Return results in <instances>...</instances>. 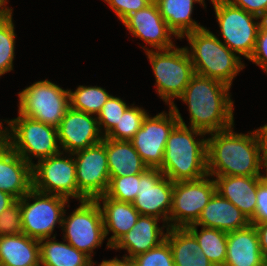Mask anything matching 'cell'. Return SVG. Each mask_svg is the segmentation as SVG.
I'll return each instance as SVG.
<instances>
[{
    "instance_id": "cell-6",
    "label": "cell",
    "mask_w": 267,
    "mask_h": 266,
    "mask_svg": "<svg viewBox=\"0 0 267 266\" xmlns=\"http://www.w3.org/2000/svg\"><path fill=\"white\" fill-rule=\"evenodd\" d=\"M155 75V91L171 107L179 98L195 74L190 56L185 47L176 45L165 50L145 52Z\"/></svg>"
},
{
    "instance_id": "cell-14",
    "label": "cell",
    "mask_w": 267,
    "mask_h": 266,
    "mask_svg": "<svg viewBox=\"0 0 267 266\" xmlns=\"http://www.w3.org/2000/svg\"><path fill=\"white\" fill-rule=\"evenodd\" d=\"M178 123L171 107L168 113L163 111L154 117L147 114L143 119L141 128L130 141L148 168L162 165L168 136Z\"/></svg>"
},
{
    "instance_id": "cell-25",
    "label": "cell",
    "mask_w": 267,
    "mask_h": 266,
    "mask_svg": "<svg viewBox=\"0 0 267 266\" xmlns=\"http://www.w3.org/2000/svg\"><path fill=\"white\" fill-rule=\"evenodd\" d=\"M104 146L110 177L140 174L148 169L131 141L104 137Z\"/></svg>"
},
{
    "instance_id": "cell-10",
    "label": "cell",
    "mask_w": 267,
    "mask_h": 266,
    "mask_svg": "<svg viewBox=\"0 0 267 266\" xmlns=\"http://www.w3.org/2000/svg\"><path fill=\"white\" fill-rule=\"evenodd\" d=\"M79 203L70 215L66 216L65 209L61 224L63 240L92 259L94 249L101 247L106 239L102 212L96 200Z\"/></svg>"
},
{
    "instance_id": "cell-49",
    "label": "cell",
    "mask_w": 267,
    "mask_h": 266,
    "mask_svg": "<svg viewBox=\"0 0 267 266\" xmlns=\"http://www.w3.org/2000/svg\"><path fill=\"white\" fill-rule=\"evenodd\" d=\"M6 140H0V148L6 143Z\"/></svg>"
},
{
    "instance_id": "cell-43",
    "label": "cell",
    "mask_w": 267,
    "mask_h": 266,
    "mask_svg": "<svg viewBox=\"0 0 267 266\" xmlns=\"http://www.w3.org/2000/svg\"><path fill=\"white\" fill-rule=\"evenodd\" d=\"M97 262L92 260L90 266H132V260L128 258L122 257V259H118L117 257L113 258L112 260H103L100 264L96 265Z\"/></svg>"
},
{
    "instance_id": "cell-47",
    "label": "cell",
    "mask_w": 267,
    "mask_h": 266,
    "mask_svg": "<svg viewBox=\"0 0 267 266\" xmlns=\"http://www.w3.org/2000/svg\"><path fill=\"white\" fill-rule=\"evenodd\" d=\"M262 180L267 184V171L262 175Z\"/></svg>"
},
{
    "instance_id": "cell-17",
    "label": "cell",
    "mask_w": 267,
    "mask_h": 266,
    "mask_svg": "<svg viewBox=\"0 0 267 266\" xmlns=\"http://www.w3.org/2000/svg\"><path fill=\"white\" fill-rule=\"evenodd\" d=\"M58 142L64 153L86 149L104 139L97 117L71 107L57 127Z\"/></svg>"
},
{
    "instance_id": "cell-37",
    "label": "cell",
    "mask_w": 267,
    "mask_h": 266,
    "mask_svg": "<svg viewBox=\"0 0 267 266\" xmlns=\"http://www.w3.org/2000/svg\"><path fill=\"white\" fill-rule=\"evenodd\" d=\"M122 22L131 13L146 8L154 0H103Z\"/></svg>"
},
{
    "instance_id": "cell-44",
    "label": "cell",
    "mask_w": 267,
    "mask_h": 266,
    "mask_svg": "<svg viewBox=\"0 0 267 266\" xmlns=\"http://www.w3.org/2000/svg\"><path fill=\"white\" fill-rule=\"evenodd\" d=\"M17 199L0 190V214L9 206H11Z\"/></svg>"
},
{
    "instance_id": "cell-42",
    "label": "cell",
    "mask_w": 267,
    "mask_h": 266,
    "mask_svg": "<svg viewBox=\"0 0 267 266\" xmlns=\"http://www.w3.org/2000/svg\"><path fill=\"white\" fill-rule=\"evenodd\" d=\"M254 225L257 230L260 250L263 254V257H267V222L265 223H250Z\"/></svg>"
},
{
    "instance_id": "cell-3",
    "label": "cell",
    "mask_w": 267,
    "mask_h": 266,
    "mask_svg": "<svg viewBox=\"0 0 267 266\" xmlns=\"http://www.w3.org/2000/svg\"><path fill=\"white\" fill-rule=\"evenodd\" d=\"M171 108L179 123L168 136L163 163L158 169L172 182L201 179L208 175L207 138H204L207 133L188 127L175 103Z\"/></svg>"
},
{
    "instance_id": "cell-35",
    "label": "cell",
    "mask_w": 267,
    "mask_h": 266,
    "mask_svg": "<svg viewBox=\"0 0 267 266\" xmlns=\"http://www.w3.org/2000/svg\"><path fill=\"white\" fill-rule=\"evenodd\" d=\"M132 266H175L168 241L134 257Z\"/></svg>"
},
{
    "instance_id": "cell-20",
    "label": "cell",
    "mask_w": 267,
    "mask_h": 266,
    "mask_svg": "<svg viewBox=\"0 0 267 266\" xmlns=\"http://www.w3.org/2000/svg\"><path fill=\"white\" fill-rule=\"evenodd\" d=\"M194 225L230 232L248 227L250 221L229 200L215 192Z\"/></svg>"
},
{
    "instance_id": "cell-27",
    "label": "cell",
    "mask_w": 267,
    "mask_h": 266,
    "mask_svg": "<svg viewBox=\"0 0 267 266\" xmlns=\"http://www.w3.org/2000/svg\"><path fill=\"white\" fill-rule=\"evenodd\" d=\"M161 16L168 27L181 39L187 33L200 30L204 26L191 18L194 3L201 4L206 8L205 0H154Z\"/></svg>"
},
{
    "instance_id": "cell-7",
    "label": "cell",
    "mask_w": 267,
    "mask_h": 266,
    "mask_svg": "<svg viewBox=\"0 0 267 266\" xmlns=\"http://www.w3.org/2000/svg\"><path fill=\"white\" fill-rule=\"evenodd\" d=\"M218 22L223 43L234 53L249 60L263 19L233 6L227 0H210ZM260 21H254L259 20Z\"/></svg>"
},
{
    "instance_id": "cell-5",
    "label": "cell",
    "mask_w": 267,
    "mask_h": 266,
    "mask_svg": "<svg viewBox=\"0 0 267 266\" xmlns=\"http://www.w3.org/2000/svg\"><path fill=\"white\" fill-rule=\"evenodd\" d=\"M3 121L10 127H7L5 142L31 166L33 157L40 161L61 152L57 128L20 113L16 118Z\"/></svg>"
},
{
    "instance_id": "cell-9",
    "label": "cell",
    "mask_w": 267,
    "mask_h": 266,
    "mask_svg": "<svg viewBox=\"0 0 267 266\" xmlns=\"http://www.w3.org/2000/svg\"><path fill=\"white\" fill-rule=\"evenodd\" d=\"M19 203L23 233L37 240L51 238L56 224L61 227L66 205L69 207V199L34 188L19 199Z\"/></svg>"
},
{
    "instance_id": "cell-30",
    "label": "cell",
    "mask_w": 267,
    "mask_h": 266,
    "mask_svg": "<svg viewBox=\"0 0 267 266\" xmlns=\"http://www.w3.org/2000/svg\"><path fill=\"white\" fill-rule=\"evenodd\" d=\"M111 97L106 89L98 86L79 85L69 90L70 107L92 115H98L105 102Z\"/></svg>"
},
{
    "instance_id": "cell-31",
    "label": "cell",
    "mask_w": 267,
    "mask_h": 266,
    "mask_svg": "<svg viewBox=\"0 0 267 266\" xmlns=\"http://www.w3.org/2000/svg\"><path fill=\"white\" fill-rule=\"evenodd\" d=\"M13 9L10 8L0 17V77L13 70L15 57V27Z\"/></svg>"
},
{
    "instance_id": "cell-1",
    "label": "cell",
    "mask_w": 267,
    "mask_h": 266,
    "mask_svg": "<svg viewBox=\"0 0 267 266\" xmlns=\"http://www.w3.org/2000/svg\"><path fill=\"white\" fill-rule=\"evenodd\" d=\"M234 125L209 133L207 172L216 176H262L260 142L257 131L235 133Z\"/></svg>"
},
{
    "instance_id": "cell-13",
    "label": "cell",
    "mask_w": 267,
    "mask_h": 266,
    "mask_svg": "<svg viewBox=\"0 0 267 266\" xmlns=\"http://www.w3.org/2000/svg\"><path fill=\"white\" fill-rule=\"evenodd\" d=\"M76 164L78 200H95L107 192L110 174L104 139L73 153Z\"/></svg>"
},
{
    "instance_id": "cell-15",
    "label": "cell",
    "mask_w": 267,
    "mask_h": 266,
    "mask_svg": "<svg viewBox=\"0 0 267 266\" xmlns=\"http://www.w3.org/2000/svg\"><path fill=\"white\" fill-rule=\"evenodd\" d=\"M173 182L158 168L140 173L137 197L133 202L140 215L154 216L169 227Z\"/></svg>"
},
{
    "instance_id": "cell-46",
    "label": "cell",
    "mask_w": 267,
    "mask_h": 266,
    "mask_svg": "<svg viewBox=\"0 0 267 266\" xmlns=\"http://www.w3.org/2000/svg\"><path fill=\"white\" fill-rule=\"evenodd\" d=\"M3 125V122L0 121V140H6L7 127H4Z\"/></svg>"
},
{
    "instance_id": "cell-45",
    "label": "cell",
    "mask_w": 267,
    "mask_h": 266,
    "mask_svg": "<svg viewBox=\"0 0 267 266\" xmlns=\"http://www.w3.org/2000/svg\"><path fill=\"white\" fill-rule=\"evenodd\" d=\"M7 4L4 0H0V17L10 9Z\"/></svg>"
},
{
    "instance_id": "cell-41",
    "label": "cell",
    "mask_w": 267,
    "mask_h": 266,
    "mask_svg": "<svg viewBox=\"0 0 267 266\" xmlns=\"http://www.w3.org/2000/svg\"><path fill=\"white\" fill-rule=\"evenodd\" d=\"M256 131L260 142L262 167L267 171V124L260 126Z\"/></svg>"
},
{
    "instance_id": "cell-22",
    "label": "cell",
    "mask_w": 267,
    "mask_h": 266,
    "mask_svg": "<svg viewBox=\"0 0 267 266\" xmlns=\"http://www.w3.org/2000/svg\"><path fill=\"white\" fill-rule=\"evenodd\" d=\"M216 192L235 205L248 219L256 208V193L262 176H216Z\"/></svg>"
},
{
    "instance_id": "cell-21",
    "label": "cell",
    "mask_w": 267,
    "mask_h": 266,
    "mask_svg": "<svg viewBox=\"0 0 267 266\" xmlns=\"http://www.w3.org/2000/svg\"><path fill=\"white\" fill-rule=\"evenodd\" d=\"M105 229V235L112 232V236L107 240V248L111 247L136 224L140 213L133 203L118 201L109 198L106 194L97 197ZM101 202V203H100Z\"/></svg>"
},
{
    "instance_id": "cell-39",
    "label": "cell",
    "mask_w": 267,
    "mask_h": 266,
    "mask_svg": "<svg viewBox=\"0 0 267 266\" xmlns=\"http://www.w3.org/2000/svg\"><path fill=\"white\" fill-rule=\"evenodd\" d=\"M249 221L250 223L267 222V184L263 180L258 184L255 213Z\"/></svg>"
},
{
    "instance_id": "cell-40",
    "label": "cell",
    "mask_w": 267,
    "mask_h": 266,
    "mask_svg": "<svg viewBox=\"0 0 267 266\" xmlns=\"http://www.w3.org/2000/svg\"><path fill=\"white\" fill-rule=\"evenodd\" d=\"M233 6L244 9L264 21L267 20V0H227Z\"/></svg>"
},
{
    "instance_id": "cell-28",
    "label": "cell",
    "mask_w": 267,
    "mask_h": 266,
    "mask_svg": "<svg viewBox=\"0 0 267 266\" xmlns=\"http://www.w3.org/2000/svg\"><path fill=\"white\" fill-rule=\"evenodd\" d=\"M66 242V243H64ZM58 242L56 235L39 240L40 266H90L92 259L67 241Z\"/></svg>"
},
{
    "instance_id": "cell-24",
    "label": "cell",
    "mask_w": 267,
    "mask_h": 266,
    "mask_svg": "<svg viewBox=\"0 0 267 266\" xmlns=\"http://www.w3.org/2000/svg\"><path fill=\"white\" fill-rule=\"evenodd\" d=\"M0 266H40L39 240L24 233L0 236Z\"/></svg>"
},
{
    "instance_id": "cell-36",
    "label": "cell",
    "mask_w": 267,
    "mask_h": 266,
    "mask_svg": "<svg viewBox=\"0 0 267 266\" xmlns=\"http://www.w3.org/2000/svg\"><path fill=\"white\" fill-rule=\"evenodd\" d=\"M23 233L19 200L7 207L0 214V236L19 235Z\"/></svg>"
},
{
    "instance_id": "cell-34",
    "label": "cell",
    "mask_w": 267,
    "mask_h": 266,
    "mask_svg": "<svg viewBox=\"0 0 267 266\" xmlns=\"http://www.w3.org/2000/svg\"><path fill=\"white\" fill-rule=\"evenodd\" d=\"M129 107L123 99L112 96L105 102L101 111L98 113L97 120L99 128L104 137H106L118 124L119 119Z\"/></svg>"
},
{
    "instance_id": "cell-18",
    "label": "cell",
    "mask_w": 267,
    "mask_h": 266,
    "mask_svg": "<svg viewBox=\"0 0 267 266\" xmlns=\"http://www.w3.org/2000/svg\"><path fill=\"white\" fill-rule=\"evenodd\" d=\"M158 221L162 220L154 216L140 215L133 228L122 236L111 249L126 250L128 255L124 254L123 257L132 260L137 255L157 247L166 240L169 228L166 224L159 227ZM163 228H166V233Z\"/></svg>"
},
{
    "instance_id": "cell-29",
    "label": "cell",
    "mask_w": 267,
    "mask_h": 266,
    "mask_svg": "<svg viewBox=\"0 0 267 266\" xmlns=\"http://www.w3.org/2000/svg\"><path fill=\"white\" fill-rule=\"evenodd\" d=\"M197 239L200 250L206 255L214 266H224L227 252V232L202 227L198 232V225L191 224L186 227Z\"/></svg>"
},
{
    "instance_id": "cell-38",
    "label": "cell",
    "mask_w": 267,
    "mask_h": 266,
    "mask_svg": "<svg viewBox=\"0 0 267 266\" xmlns=\"http://www.w3.org/2000/svg\"><path fill=\"white\" fill-rule=\"evenodd\" d=\"M249 61L267 73V20L263 21L259 28L255 48Z\"/></svg>"
},
{
    "instance_id": "cell-23",
    "label": "cell",
    "mask_w": 267,
    "mask_h": 266,
    "mask_svg": "<svg viewBox=\"0 0 267 266\" xmlns=\"http://www.w3.org/2000/svg\"><path fill=\"white\" fill-rule=\"evenodd\" d=\"M263 254L254 225L227 232V252L224 266H262Z\"/></svg>"
},
{
    "instance_id": "cell-32",
    "label": "cell",
    "mask_w": 267,
    "mask_h": 266,
    "mask_svg": "<svg viewBox=\"0 0 267 266\" xmlns=\"http://www.w3.org/2000/svg\"><path fill=\"white\" fill-rule=\"evenodd\" d=\"M131 104L119 119L115 128L106 136L114 140L130 141L141 128L143 119L148 114L142 107Z\"/></svg>"
},
{
    "instance_id": "cell-2",
    "label": "cell",
    "mask_w": 267,
    "mask_h": 266,
    "mask_svg": "<svg viewBox=\"0 0 267 266\" xmlns=\"http://www.w3.org/2000/svg\"><path fill=\"white\" fill-rule=\"evenodd\" d=\"M230 88L219 80L195 73L178 98L188 106L189 127L207 134L232 127L234 101Z\"/></svg>"
},
{
    "instance_id": "cell-11",
    "label": "cell",
    "mask_w": 267,
    "mask_h": 266,
    "mask_svg": "<svg viewBox=\"0 0 267 266\" xmlns=\"http://www.w3.org/2000/svg\"><path fill=\"white\" fill-rule=\"evenodd\" d=\"M210 177L206 175L198 180L173 182L169 228H186L198 220L216 192L215 180Z\"/></svg>"
},
{
    "instance_id": "cell-33",
    "label": "cell",
    "mask_w": 267,
    "mask_h": 266,
    "mask_svg": "<svg viewBox=\"0 0 267 266\" xmlns=\"http://www.w3.org/2000/svg\"><path fill=\"white\" fill-rule=\"evenodd\" d=\"M140 174L110 177L109 186L105 193L109 198L133 203L137 197Z\"/></svg>"
},
{
    "instance_id": "cell-48",
    "label": "cell",
    "mask_w": 267,
    "mask_h": 266,
    "mask_svg": "<svg viewBox=\"0 0 267 266\" xmlns=\"http://www.w3.org/2000/svg\"><path fill=\"white\" fill-rule=\"evenodd\" d=\"M262 266H267V257H263V264Z\"/></svg>"
},
{
    "instance_id": "cell-8",
    "label": "cell",
    "mask_w": 267,
    "mask_h": 266,
    "mask_svg": "<svg viewBox=\"0 0 267 266\" xmlns=\"http://www.w3.org/2000/svg\"><path fill=\"white\" fill-rule=\"evenodd\" d=\"M18 113L57 128L70 108L69 90L45 79L18 93Z\"/></svg>"
},
{
    "instance_id": "cell-26",
    "label": "cell",
    "mask_w": 267,
    "mask_h": 266,
    "mask_svg": "<svg viewBox=\"0 0 267 266\" xmlns=\"http://www.w3.org/2000/svg\"><path fill=\"white\" fill-rule=\"evenodd\" d=\"M175 266H214L200 250L195 236L187 228H168L166 234Z\"/></svg>"
},
{
    "instance_id": "cell-19",
    "label": "cell",
    "mask_w": 267,
    "mask_h": 266,
    "mask_svg": "<svg viewBox=\"0 0 267 266\" xmlns=\"http://www.w3.org/2000/svg\"><path fill=\"white\" fill-rule=\"evenodd\" d=\"M32 188V166L5 143L0 148V190L19 200Z\"/></svg>"
},
{
    "instance_id": "cell-12",
    "label": "cell",
    "mask_w": 267,
    "mask_h": 266,
    "mask_svg": "<svg viewBox=\"0 0 267 266\" xmlns=\"http://www.w3.org/2000/svg\"><path fill=\"white\" fill-rule=\"evenodd\" d=\"M65 155L61 151L57 155L37 161L38 163L32 166L35 190L59 195L69 200L71 197L78 199L74 156L73 153H65Z\"/></svg>"
},
{
    "instance_id": "cell-4",
    "label": "cell",
    "mask_w": 267,
    "mask_h": 266,
    "mask_svg": "<svg viewBox=\"0 0 267 266\" xmlns=\"http://www.w3.org/2000/svg\"><path fill=\"white\" fill-rule=\"evenodd\" d=\"M190 48L185 47L192 61L194 72L201 76L219 80L232 86L234 78L245 64L236 53L207 27L184 35Z\"/></svg>"
},
{
    "instance_id": "cell-16",
    "label": "cell",
    "mask_w": 267,
    "mask_h": 266,
    "mask_svg": "<svg viewBox=\"0 0 267 266\" xmlns=\"http://www.w3.org/2000/svg\"><path fill=\"white\" fill-rule=\"evenodd\" d=\"M122 23L133 37L140 38L151 46L152 49L142 46L145 52L172 48L175 44L171 37L179 39L164 21L155 1L146 8L131 13Z\"/></svg>"
}]
</instances>
